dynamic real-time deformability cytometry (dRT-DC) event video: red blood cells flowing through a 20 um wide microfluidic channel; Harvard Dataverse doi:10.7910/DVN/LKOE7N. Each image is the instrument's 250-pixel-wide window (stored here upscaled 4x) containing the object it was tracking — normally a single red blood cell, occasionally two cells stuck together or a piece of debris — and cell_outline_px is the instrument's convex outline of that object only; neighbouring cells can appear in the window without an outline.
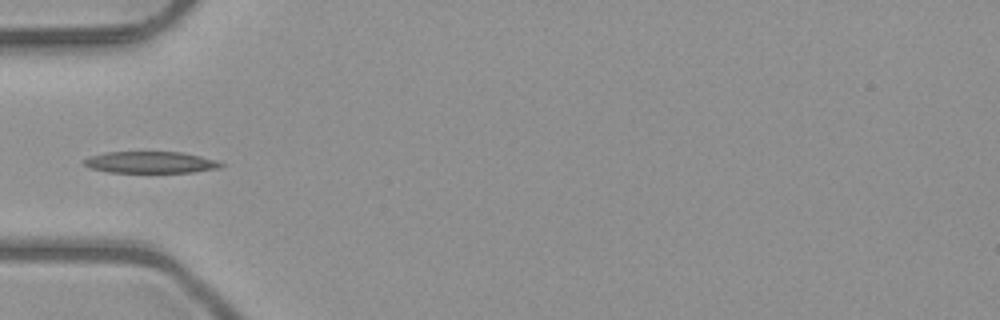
{"species": "common noctule bat (a hibernating species)", "species_latin": "Nyctalus noctula", "temperature_condition": "room temperature", "stored_images_in_passage": 5, "camera_frame_rate_fps": 3000, "um_per_image_px": 0.085, "animal": {"sex": "male", "body_mass_g": 23.1, "forearm_length_mm": 52.7}, "frame": {"image": 1, "passage_image": 4, "time_ms": 1.0, "image_size_px": [1000, 320], "cell_outline_px": [[224, 164], [220, 168], [192, 172], [108, 172], [88, 168], [80, 160], [88, 156], [108, 152], [180, 152], [200, 156], [216, 160]], "centroid_in_image_um": [12.73, 13.8], "position_along_channel_um": 72.3, "area_um2": 17.28}}
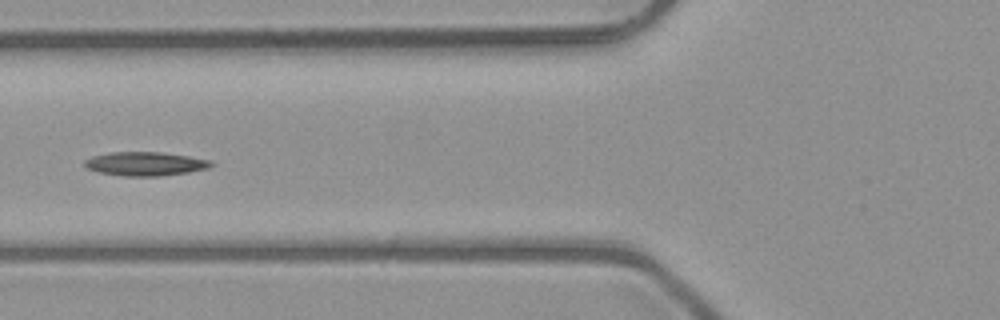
{"frame": {"image": 2, "passage_image": 5, "time_ms": 1.333, "image_size_px": [1000, 320], "cell_outline_px": [[216, 164], [208, 168], [188, 172], [160, 176], [124, 176], [96, 172], [88, 168], [84, 164], [84, 160], [92, 156], [108, 152], [160, 152], [188, 156], [212, 160]], "centroid_in_image_um": [12.35, 13.92], "position_along_channel_um": 113.4, "area_um2": 17.69}}